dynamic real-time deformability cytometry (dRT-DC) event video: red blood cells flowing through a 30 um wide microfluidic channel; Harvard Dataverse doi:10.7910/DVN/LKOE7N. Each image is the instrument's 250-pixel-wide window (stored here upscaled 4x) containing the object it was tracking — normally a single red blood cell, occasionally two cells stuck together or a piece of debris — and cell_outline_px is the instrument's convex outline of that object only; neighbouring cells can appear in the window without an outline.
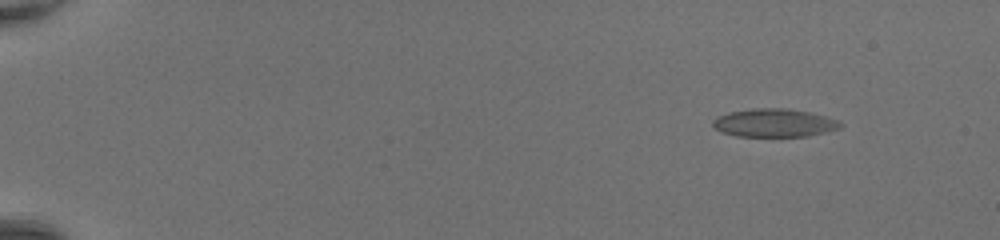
{"species": "common noctule bat (a hibernating species)", "species_latin": "Nyctalus noctula", "temperature_condition": "room temperature", "stored_images_in_passage": 50, "camera_frame_rate_fps": 3000, "um_per_image_px": 0.085, "animal": {"sex": "female", "body_mass_g": 20.0, "forearm_length_mm": 54.0}, "frame": {"image": 1, "passage_image": 6, "time_ms": 1.667, "image_size_px": [1000, 240], "cell_outline_px": [[844, 124], [840, 128], [808, 136], [736, 136], [720, 132], [712, 124], [712, 120], [716, 116], [728, 112], [752, 108], [788, 108], [808, 112], [840, 120]], "centroid_in_image_um": [65.79, 10.44], "position_along_channel_um": 19.2, "area_um2": 21.1}}
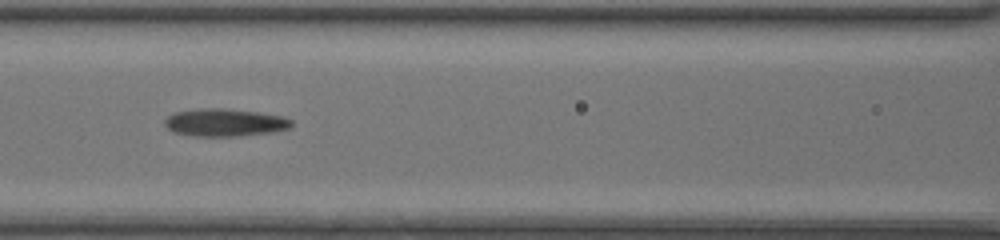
{"frame": {"image": 2, "passage_image": 25, "time_ms": 8.0, "image_size_px": [1000, 240], "cell_outline_px": [[292, 124], [288, 128], [272, 132], [240, 136], [196, 136], [172, 132], [164, 124], [164, 120], [168, 116], [176, 112], [200, 108], [224, 108], [256, 112], [284, 116], [292, 120]], "centroid_in_image_um": [19.1, 10.41], "position_along_channel_um": 147.5, "area_um2": 20.4}}
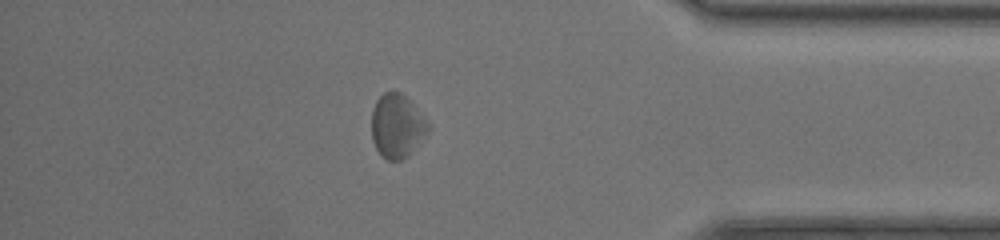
{"frame": {"image": 3, "passage_image": 44, "time_ms": 14.333, "image_size_px": [1000, 240], "cell_outline_px": [[428, 132], [408, 156], [400, 160], [388, 160], [380, 156], [372, 140], [372, 108], [376, 100], [384, 92], [400, 92], [424, 116], [428, 124]], "centroid_in_image_um": [33.72, 10.73], "position_along_channel_um": 401.5, "area_um2": 20.81}, "authors_computed_cell_mechanics": {"area_um2": 20.9814, "velocity_mm_per_s": 4.372, "shape_relaxation_time_tau1_ms": 1.5587, "shape_relaxation_time_tau2_ms": 1.7976, "deformation_change_tau1": 0.073, "deformation_change_tau2": 0.1}}